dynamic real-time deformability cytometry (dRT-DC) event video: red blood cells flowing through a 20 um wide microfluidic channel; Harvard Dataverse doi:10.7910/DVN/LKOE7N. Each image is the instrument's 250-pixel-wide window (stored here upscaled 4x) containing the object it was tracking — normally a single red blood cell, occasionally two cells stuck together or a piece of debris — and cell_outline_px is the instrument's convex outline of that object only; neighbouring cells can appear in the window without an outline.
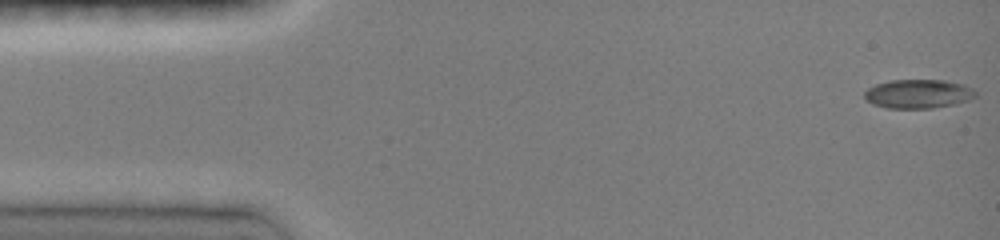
{"species": "common noctule bat (a hibernating species)", "species_latin": "Nyctalus noctula", "temperature_condition": "room temperature", "stored_images_in_passage": 46, "camera_frame_rate_fps": 3000, "um_per_image_px": 0.085, "animal": {"sex": "female", "body_mass_g": 19.0, "forearm_length_mm": 51.5}, "frame": {"image": 1, "passage_image": 1, "time_ms": 0.0, "image_size_px": [1000, 240], "cell_outline_px": [[976, 96], [968, 100], [956, 104], [932, 108], [884, 108], [872, 104], [864, 96], [864, 92], [868, 88], [876, 84], [888, 80], [944, 80], [964, 84], [972, 88], [976, 92]], "centroid_in_image_um": [78.05, 7.98], "position_along_channel_um": 7.0, "area_um2": 18.84}}
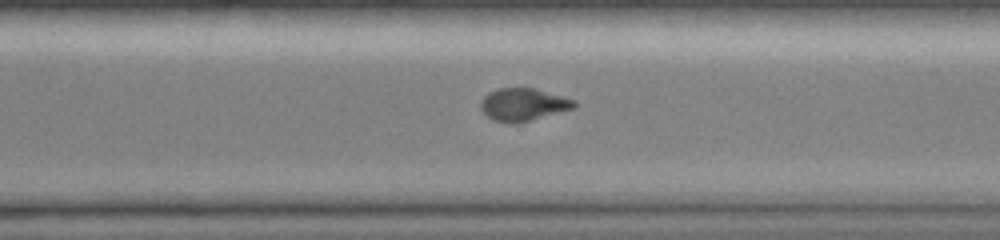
{"frame": {"image": 2, "passage_image": 33, "time_ms": 10.667, "image_size_px": [1000, 240], "cell_outline_px": [[576, 104], [572, 108], [516, 124], [492, 120], [480, 108], [480, 100], [488, 92], [500, 88], [536, 88], [576, 100]], "centroid_in_image_um": [44.44, 8.87], "position_along_channel_um": 326.2, "area_um2": 17.63}}
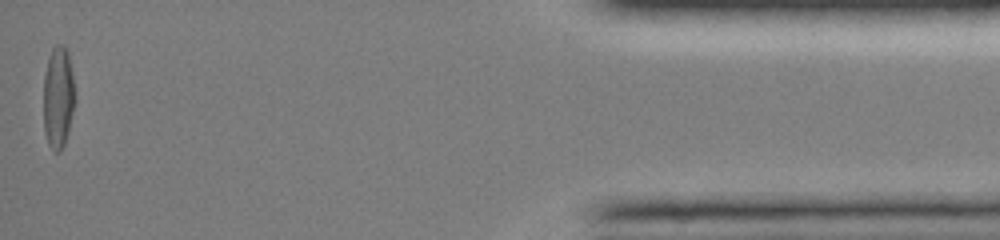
{"frame": {"image": 3, "passage_image": 46, "time_ms": 15.0, "image_size_px": [1000, 240], "cell_outline_px": [[72, 112], [64, 144], [56, 152], [48, 144], [44, 132], [44, 72], [52, 48], [56, 44], [60, 44], [68, 52], [72, 72]], "centroid_in_image_um": [4.9, 8.24], "position_along_channel_um": 430.3, "area_um2": 17.86}, "authors_computed_cell_mechanics": {"area_um2": 18.3515, "velocity_mm_per_s": 4.1264, "shape_relaxation_time_tau1_ms": 7.298, "shape_relaxation_time_tau2_ms": 2.6286, "deformation_change_tau1": 0.2596, "deformation_change_tau2": 0.0657}}